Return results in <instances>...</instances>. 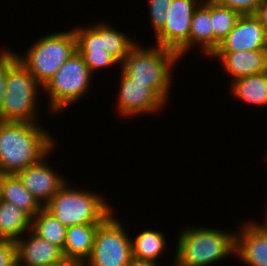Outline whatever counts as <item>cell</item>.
Returning a JSON list of instances; mask_svg holds the SVG:
<instances>
[{
  "mask_svg": "<svg viewBox=\"0 0 267 266\" xmlns=\"http://www.w3.org/2000/svg\"><path fill=\"white\" fill-rule=\"evenodd\" d=\"M212 28L211 0H202L192 15L189 49L195 45L199 46L200 52L202 51L203 56H207L208 59L214 53V32Z\"/></svg>",
  "mask_w": 267,
  "mask_h": 266,
  "instance_id": "obj_17",
  "label": "cell"
},
{
  "mask_svg": "<svg viewBox=\"0 0 267 266\" xmlns=\"http://www.w3.org/2000/svg\"><path fill=\"white\" fill-rule=\"evenodd\" d=\"M184 227L179 233L172 266H210L235 254V232Z\"/></svg>",
  "mask_w": 267,
  "mask_h": 266,
  "instance_id": "obj_3",
  "label": "cell"
},
{
  "mask_svg": "<svg viewBox=\"0 0 267 266\" xmlns=\"http://www.w3.org/2000/svg\"><path fill=\"white\" fill-rule=\"evenodd\" d=\"M103 44L104 49L121 64L137 42L130 35L103 22Z\"/></svg>",
  "mask_w": 267,
  "mask_h": 266,
  "instance_id": "obj_24",
  "label": "cell"
},
{
  "mask_svg": "<svg viewBox=\"0 0 267 266\" xmlns=\"http://www.w3.org/2000/svg\"><path fill=\"white\" fill-rule=\"evenodd\" d=\"M94 74L76 51L45 83L43 90L49 97L48 112L58 115L89 92Z\"/></svg>",
  "mask_w": 267,
  "mask_h": 266,
  "instance_id": "obj_7",
  "label": "cell"
},
{
  "mask_svg": "<svg viewBox=\"0 0 267 266\" xmlns=\"http://www.w3.org/2000/svg\"><path fill=\"white\" fill-rule=\"evenodd\" d=\"M54 148L36 164L30 165L17 175L24 187L33 195L38 203L44 207L52 196L67 182L53 167L47 164L49 156ZM48 157V158H47Z\"/></svg>",
  "mask_w": 267,
  "mask_h": 266,
  "instance_id": "obj_11",
  "label": "cell"
},
{
  "mask_svg": "<svg viewBox=\"0 0 267 266\" xmlns=\"http://www.w3.org/2000/svg\"><path fill=\"white\" fill-rule=\"evenodd\" d=\"M152 46L144 48L137 43L126 55L119 68L135 79V82L147 84V87L167 104L170 99L172 80H174L171 69L181 59L169 48L154 44Z\"/></svg>",
  "mask_w": 267,
  "mask_h": 266,
  "instance_id": "obj_2",
  "label": "cell"
},
{
  "mask_svg": "<svg viewBox=\"0 0 267 266\" xmlns=\"http://www.w3.org/2000/svg\"><path fill=\"white\" fill-rule=\"evenodd\" d=\"M254 16L265 26L267 29V0H262L259 4Z\"/></svg>",
  "mask_w": 267,
  "mask_h": 266,
  "instance_id": "obj_30",
  "label": "cell"
},
{
  "mask_svg": "<svg viewBox=\"0 0 267 266\" xmlns=\"http://www.w3.org/2000/svg\"><path fill=\"white\" fill-rule=\"evenodd\" d=\"M265 216H264V221L262 222V224H261V222L259 223V222H257L258 223V225H260L265 231H267V207H266V210H265Z\"/></svg>",
  "mask_w": 267,
  "mask_h": 266,
  "instance_id": "obj_33",
  "label": "cell"
},
{
  "mask_svg": "<svg viewBox=\"0 0 267 266\" xmlns=\"http://www.w3.org/2000/svg\"><path fill=\"white\" fill-rule=\"evenodd\" d=\"M40 89V90H39ZM43 86L8 48V74L0 121L36 123Z\"/></svg>",
  "mask_w": 267,
  "mask_h": 266,
  "instance_id": "obj_4",
  "label": "cell"
},
{
  "mask_svg": "<svg viewBox=\"0 0 267 266\" xmlns=\"http://www.w3.org/2000/svg\"><path fill=\"white\" fill-rule=\"evenodd\" d=\"M166 235L158 230L146 229L131 239L133 258L159 262L168 247Z\"/></svg>",
  "mask_w": 267,
  "mask_h": 266,
  "instance_id": "obj_22",
  "label": "cell"
},
{
  "mask_svg": "<svg viewBox=\"0 0 267 266\" xmlns=\"http://www.w3.org/2000/svg\"><path fill=\"white\" fill-rule=\"evenodd\" d=\"M202 0H172L164 26L154 35L155 45L175 51L180 59L189 52L192 15Z\"/></svg>",
  "mask_w": 267,
  "mask_h": 266,
  "instance_id": "obj_9",
  "label": "cell"
},
{
  "mask_svg": "<svg viewBox=\"0 0 267 266\" xmlns=\"http://www.w3.org/2000/svg\"><path fill=\"white\" fill-rule=\"evenodd\" d=\"M73 31L77 40V51L83 57L92 74L100 69L121 65L104 49L102 21L85 28L84 25L74 27Z\"/></svg>",
  "mask_w": 267,
  "mask_h": 266,
  "instance_id": "obj_12",
  "label": "cell"
},
{
  "mask_svg": "<svg viewBox=\"0 0 267 266\" xmlns=\"http://www.w3.org/2000/svg\"><path fill=\"white\" fill-rule=\"evenodd\" d=\"M112 212L99 224L90 257L83 266H129L133 258L131 237Z\"/></svg>",
  "mask_w": 267,
  "mask_h": 266,
  "instance_id": "obj_8",
  "label": "cell"
},
{
  "mask_svg": "<svg viewBox=\"0 0 267 266\" xmlns=\"http://www.w3.org/2000/svg\"><path fill=\"white\" fill-rule=\"evenodd\" d=\"M119 90L117 95L116 110L120 116L136 117L143 114L162 112L165 103L149 88L147 84L135 82V79L120 71ZM121 82V83H120ZM160 111V112H158Z\"/></svg>",
  "mask_w": 267,
  "mask_h": 266,
  "instance_id": "obj_10",
  "label": "cell"
},
{
  "mask_svg": "<svg viewBox=\"0 0 267 266\" xmlns=\"http://www.w3.org/2000/svg\"><path fill=\"white\" fill-rule=\"evenodd\" d=\"M234 255L247 266H267V231L256 220L236 231Z\"/></svg>",
  "mask_w": 267,
  "mask_h": 266,
  "instance_id": "obj_14",
  "label": "cell"
},
{
  "mask_svg": "<svg viewBox=\"0 0 267 266\" xmlns=\"http://www.w3.org/2000/svg\"><path fill=\"white\" fill-rule=\"evenodd\" d=\"M230 9H234L240 15H254L262 0H212Z\"/></svg>",
  "mask_w": 267,
  "mask_h": 266,
  "instance_id": "obj_27",
  "label": "cell"
},
{
  "mask_svg": "<svg viewBox=\"0 0 267 266\" xmlns=\"http://www.w3.org/2000/svg\"><path fill=\"white\" fill-rule=\"evenodd\" d=\"M16 242V257L17 262L22 266H47L60 260L63 256L62 250L38 237L31 230L26 233Z\"/></svg>",
  "mask_w": 267,
  "mask_h": 266,
  "instance_id": "obj_16",
  "label": "cell"
},
{
  "mask_svg": "<svg viewBox=\"0 0 267 266\" xmlns=\"http://www.w3.org/2000/svg\"><path fill=\"white\" fill-rule=\"evenodd\" d=\"M31 231L38 237L58 246L63 251L67 226L58 221L44 207L32 218Z\"/></svg>",
  "mask_w": 267,
  "mask_h": 266,
  "instance_id": "obj_23",
  "label": "cell"
},
{
  "mask_svg": "<svg viewBox=\"0 0 267 266\" xmlns=\"http://www.w3.org/2000/svg\"><path fill=\"white\" fill-rule=\"evenodd\" d=\"M16 261L15 241L0 239V266H12Z\"/></svg>",
  "mask_w": 267,
  "mask_h": 266,
  "instance_id": "obj_28",
  "label": "cell"
},
{
  "mask_svg": "<svg viewBox=\"0 0 267 266\" xmlns=\"http://www.w3.org/2000/svg\"><path fill=\"white\" fill-rule=\"evenodd\" d=\"M267 49V29L254 15H241L216 51Z\"/></svg>",
  "mask_w": 267,
  "mask_h": 266,
  "instance_id": "obj_13",
  "label": "cell"
},
{
  "mask_svg": "<svg viewBox=\"0 0 267 266\" xmlns=\"http://www.w3.org/2000/svg\"><path fill=\"white\" fill-rule=\"evenodd\" d=\"M47 266H83L80 262L69 259L67 257H62L60 260L53 262Z\"/></svg>",
  "mask_w": 267,
  "mask_h": 266,
  "instance_id": "obj_31",
  "label": "cell"
},
{
  "mask_svg": "<svg viewBox=\"0 0 267 266\" xmlns=\"http://www.w3.org/2000/svg\"><path fill=\"white\" fill-rule=\"evenodd\" d=\"M12 266H22L17 261Z\"/></svg>",
  "mask_w": 267,
  "mask_h": 266,
  "instance_id": "obj_35",
  "label": "cell"
},
{
  "mask_svg": "<svg viewBox=\"0 0 267 266\" xmlns=\"http://www.w3.org/2000/svg\"><path fill=\"white\" fill-rule=\"evenodd\" d=\"M8 74V49L0 51V113L2 110Z\"/></svg>",
  "mask_w": 267,
  "mask_h": 266,
  "instance_id": "obj_29",
  "label": "cell"
},
{
  "mask_svg": "<svg viewBox=\"0 0 267 266\" xmlns=\"http://www.w3.org/2000/svg\"><path fill=\"white\" fill-rule=\"evenodd\" d=\"M67 182L52 196L44 208L65 226L102 223L112 206L99 193L76 189Z\"/></svg>",
  "mask_w": 267,
  "mask_h": 266,
  "instance_id": "obj_5",
  "label": "cell"
},
{
  "mask_svg": "<svg viewBox=\"0 0 267 266\" xmlns=\"http://www.w3.org/2000/svg\"><path fill=\"white\" fill-rule=\"evenodd\" d=\"M25 55L16 53L17 59L42 85L77 51V40L73 29L49 33L36 38ZM39 39V40H38Z\"/></svg>",
  "mask_w": 267,
  "mask_h": 266,
  "instance_id": "obj_6",
  "label": "cell"
},
{
  "mask_svg": "<svg viewBox=\"0 0 267 266\" xmlns=\"http://www.w3.org/2000/svg\"><path fill=\"white\" fill-rule=\"evenodd\" d=\"M211 58H218L231 82L246 76L267 71V49L255 51H215Z\"/></svg>",
  "mask_w": 267,
  "mask_h": 266,
  "instance_id": "obj_15",
  "label": "cell"
},
{
  "mask_svg": "<svg viewBox=\"0 0 267 266\" xmlns=\"http://www.w3.org/2000/svg\"><path fill=\"white\" fill-rule=\"evenodd\" d=\"M151 261V260H143L138 258H132L131 263L129 266H160L158 265L159 262Z\"/></svg>",
  "mask_w": 267,
  "mask_h": 266,
  "instance_id": "obj_32",
  "label": "cell"
},
{
  "mask_svg": "<svg viewBox=\"0 0 267 266\" xmlns=\"http://www.w3.org/2000/svg\"><path fill=\"white\" fill-rule=\"evenodd\" d=\"M241 15L234 9L221 6L211 0V20L214 32V52L220 45V42L234 28L236 21Z\"/></svg>",
  "mask_w": 267,
  "mask_h": 266,
  "instance_id": "obj_25",
  "label": "cell"
},
{
  "mask_svg": "<svg viewBox=\"0 0 267 266\" xmlns=\"http://www.w3.org/2000/svg\"><path fill=\"white\" fill-rule=\"evenodd\" d=\"M99 224L88 223L68 226L62 251L63 256L84 265L91 255Z\"/></svg>",
  "mask_w": 267,
  "mask_h": 266,
  "instance_id": "obj_18",
  "label": "cell"
},
{
  "mask_svg": "<svg viewBox=\"0 0 267 266\" xmlns=\"http://www.w3.org/2000/svg\"><path fill=\"white\" fill-rule=\"evenodd\" d=\"M3 181V174L0 172V200H1V184Z\"/></svg>",
  "mask_w": 267,
  "mask_h": 266,
  "instance_id": "obj_34",
  "label": "cell"
},
{
  "mask_svg": "<svg viewBox=\"0 0 267 266\" xmlns=\"http://www.w3.org/2000/svg\"><path fill=\"white\" fill-rule=\"evenodd\" d=\"M36 123L0 121V172L18 174L55 148L51 133ZM55 140V141H54Z\"/></svg>",
  "mask_w": 267,
  "mask_h": 266,
  "instance_id": "obj_1",
  "label": "cell"
},
{
  "mask_svg": "<svg viewBox=\"0 0 267 266\" xmlns=\"http://www.w3.org/2000/svg\"><path fill=\"white\" fill-rule=\"evenodd\" d=\"M1 200L14 204L32 218L43 208L24 187L17 174L4 175L1 184Z\"/></svg>",
  "mask_w": 267,
  "mask_h": 266,
  "instance_id": "obj_21",
  "label": "cell"
},
{
  "mask_svg": "<svg viewBox=\"0 0 267 266\" xmlns=\"http://www.w3.org/2000/svg\"><path fill=\"white\" fill-rule=\"evenodd\" d=\"M236 99L253 106H267V71L239 78L230 85Z\"/></svg>",
  "mask_w": 267,
  "mask_h": 266,
  "instance_id": "obj_20",
  "label": "cell"
},
{
  "mask_svg": "<svg viewBox=\"0 0 267 266\" xmlns=\"http://www.w3.org/2000/svg\"><path fill=\"white\" fill-rule=\"evenodd\" d=\"M32 217L24 210L0 200V239L17 241L31 230Z\"/></svg>",
  "mask_w": 267,
  "mask_h": 266,
  "instance_id": "obj_19",
  "label": "cell"
},
{
  "mask_svg": "<svg viewBox=\"0 0 267 266\" xmlns=\"http://www.w3.org/2000/svg\"><path fill=\"white\" fill-rule=\"evenodd\" d=\"M150 14V24L154 29V35L164 26L166 22V11L170 7L172 0H148Z\"/></svg>",
  "mask_w": 267,
  "mask_h": 266,
  "instance_id": "obj_26",
  "label": "cell"
}]
</instances>
